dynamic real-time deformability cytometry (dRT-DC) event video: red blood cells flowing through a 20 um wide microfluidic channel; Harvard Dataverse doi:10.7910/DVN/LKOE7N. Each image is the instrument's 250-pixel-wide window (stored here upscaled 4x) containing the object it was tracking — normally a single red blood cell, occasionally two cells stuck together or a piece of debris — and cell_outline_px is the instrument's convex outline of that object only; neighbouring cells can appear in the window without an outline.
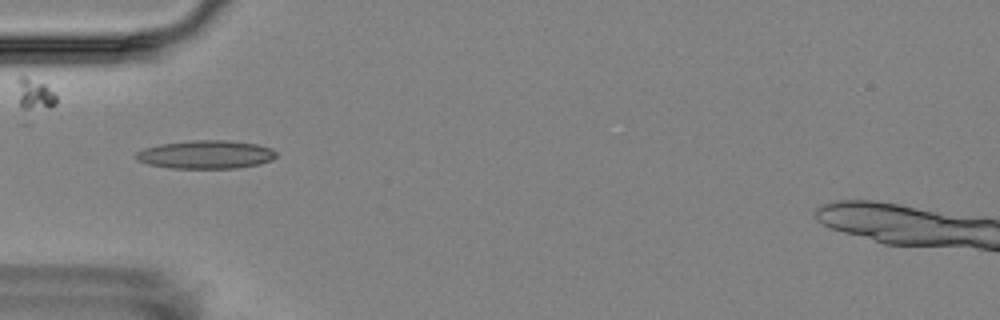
{"species": "Egyptian fruit bat (a non-hibernating species)", "species_latin": "Rousettus aegyptiacus", "temperature_condition": "room temperature", "stored_images_in_passage": 11, "camera_frame_rate_fps": 3000, "um_per_image_px": 0.085, "animal": {"sex": "female"}, "frame": {"image": 1, "passage_image": 5, "time_ms": 5.667, "image_size_px": [1000, 320], "cell_outline_px": [[276, 156], [272, 160], [260, 164], [236, 168], [172, 168], [148, 164], [136, 160], [132, 156], [136, 152], [144, 148], [160, 144], [192, 140], [224, 140], [256, 144], [272, 148], [276, 152]], "centroid_in_image_um": [17.47, 13.13], "position_along_channel_um": 67.5, "area_um2": 23.24}}
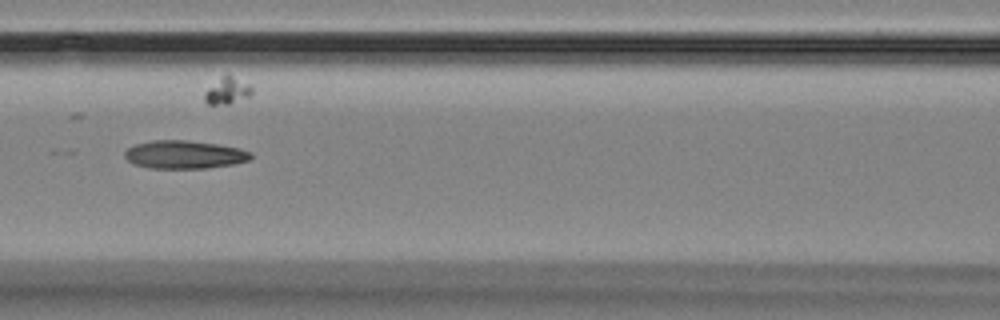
{"frame": {"image": 2, "passage_image": 7, "time_ms": 8.0, "image_size_px": [1000, 320], "cell_outline_px": [[252, 156], [248, 160], [232, 164], [204, 168], [148, 168], [132, 164], [124, 156], [124, 152], [128, 148], [136, 144], [152, 140], [188, 140], [216, 144], [240, 148], [252, 152]], "centroid_in_image_um": [15.64, 13.13], "position_along_channel_um": 151.0, "area_um2": 20.63}}
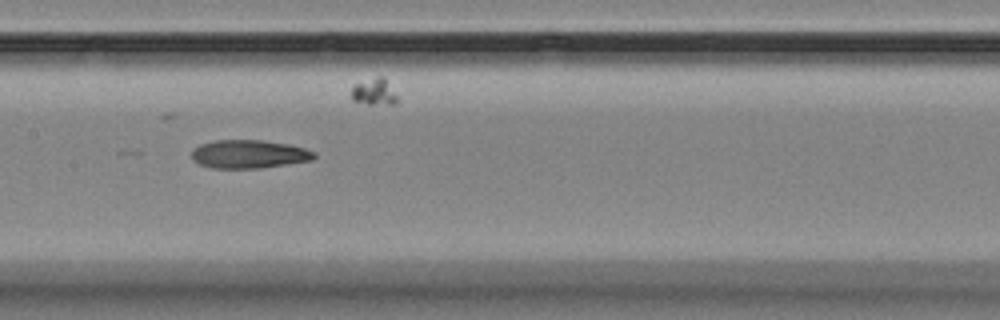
{"frame": {"image": 3, "passage_image": 8, "time_ms": 9.0, "image_size_px": [1000, 320], "cell_outline_px": [[316, 156], [312, 160], [260, 168], [212, 168], [200, 164], [192, 160], [192, 148], [200, 144], [216, 140], [264, 140], [288, 144], [304, 148], [316, 152]], "centroid_in_image_um": [21.15, 13.09], "position_along_channel_um": 186.3, "area_um2": 20.29}}